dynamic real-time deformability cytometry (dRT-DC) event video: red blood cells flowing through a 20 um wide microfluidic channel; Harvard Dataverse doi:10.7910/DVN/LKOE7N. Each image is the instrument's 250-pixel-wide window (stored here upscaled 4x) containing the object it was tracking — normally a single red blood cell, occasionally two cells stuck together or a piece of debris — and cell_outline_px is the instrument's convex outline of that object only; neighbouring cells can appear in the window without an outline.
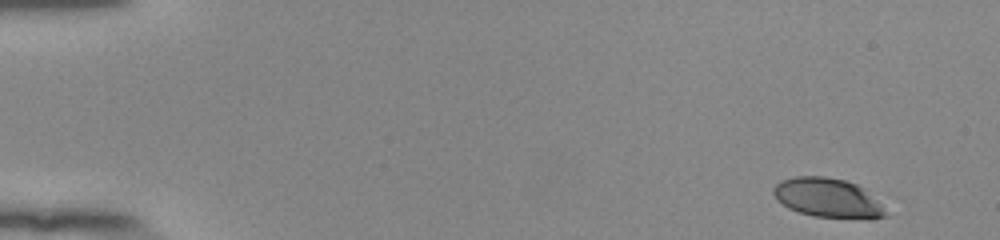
{"species": "human", "species_latin": "Homo sapiens", "temperature_condition": "room temperature", "stored_images_in_passage": 51, "camera_frame_rate_fps": 3000, "um_per_image_px": 0.085, "donor": {"sex": "female"}, "frame": {"image": 1, "passage_image": 1, "time_ms": 0.0, "image_size_px": [1000, 240], "cell_outline_px": [[884, 216], [872, 220], [868, 220], [812, 216], [788, 208], [776, 200], [772, 192], [772, 188], [780, 180], [796, 176], [824, 176], [844, 180], [856, 184], [864, 188], [880, 204], [884, 212]], "centroid_in_image_um": [70.31, 16.83], "position_along_channel_um": 14.7, "area_um2": 25.84}}
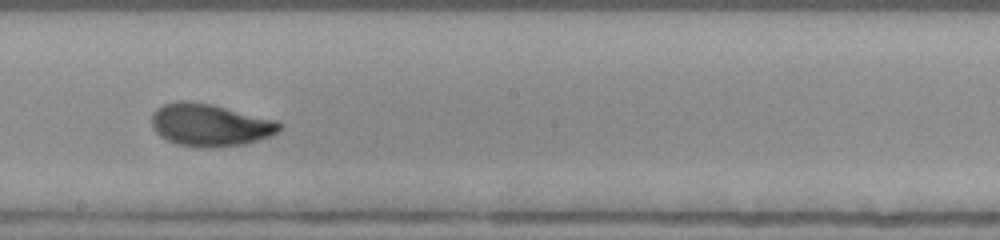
{"frame": {"image": 2, "passage_image": 29, "time_ms": 9.333, "image_size_px": [1000, 240], "cell_outline_px": [[284, 124], [276, 132], [268, 136], [244, 144], [208, 148], [200, 148], [176, 144], [160, 136], [152, 128], [152, 112], [156, 108], [164, 104], [176, 100], [184, 100], [212, 104], [276, 120]], "centroid_in_image_um": [17.8, 10.61], "position_along_channel_um": 230.4, "area_um2": 31.67}}
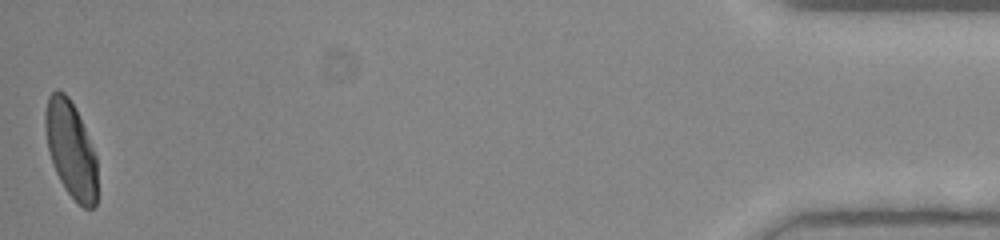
{"frame": {"image": 3, "passage_image": 51, "time_ms": 16.667, "image_size_px": [1000, 240], "cell_outline_px": [[96, 204], [92, 208], [84, 208], [64, 188], [52, 164], [48, 148], [44, 128], [44, 112], [48, 96], [56, 88], [64, 92], [68, 96], [76, 108], [96, 156]], "centroid_in_image_um": [5.99, 12.65], "position_along_channel_um": 429.2, "area_um2": 29.13}, "authors_computed_cell_mechanics": {"area_um2": 29.8826, "velocity_mm_per_s": 3.8857, "shape_relaxation_time_tau1_ms": 4.2032, "shape_relaxation_time_tau2_ms": 1.113, "deformation_change_tau1": 0.1899, "deformation_change_tau2": 0.0569}}